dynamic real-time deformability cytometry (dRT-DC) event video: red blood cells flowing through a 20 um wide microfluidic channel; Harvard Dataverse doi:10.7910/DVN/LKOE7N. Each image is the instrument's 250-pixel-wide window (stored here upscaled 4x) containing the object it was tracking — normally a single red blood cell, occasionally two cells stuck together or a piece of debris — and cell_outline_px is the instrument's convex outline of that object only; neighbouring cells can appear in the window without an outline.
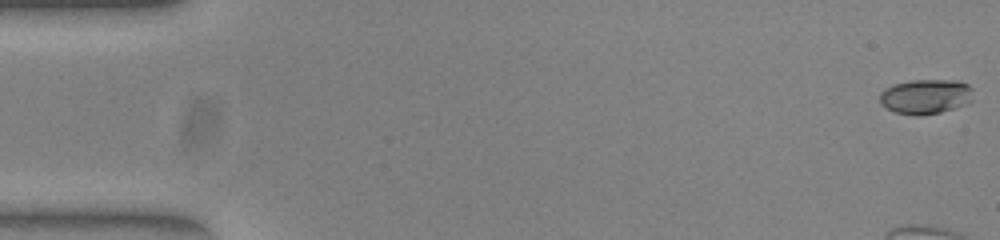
{"species": "common noctule bat (a hibernating species)", "species_latin": "Nyctalus noctula", "temperature_condition": "warm", "stored_images_in_passage": 54, "camera_frame_rate_fps": 3000, "um_per_image_px": 0.085, "animal": {"sex": "female", "body_mass_g": 23.0, "forearm_length_mm": 53.4}, "frame": {"image": 1, "passage_image": 1, "time_ms": 0.0, "image_size_px": [1000, 240], "cell_outline_px": [[972, 100], [968, 104], [940, 112], [920, 116], [912, 116], [896, 112], [880, 104], [880, 92], [884, 88], [896, 84], [912, 80], [960, 80], [968, 84], [972, 88]], "centroid_in_image_um": [78.7, 8.21], "position_along_channel_um": 6.3, "area_um2": 19.13}}
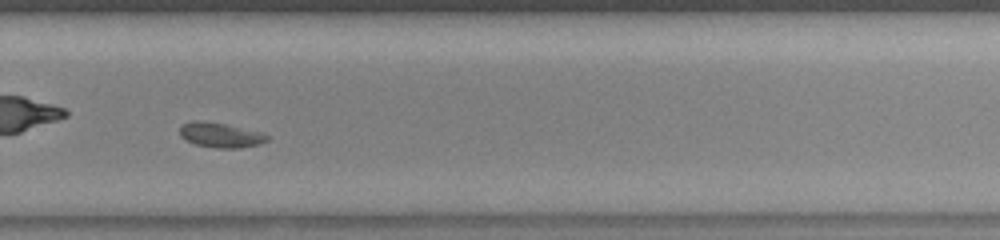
{"frame": {"image": 2, "passage_image": 37, "time_ms": 12.0, "image_size_px": [1000, 240], "cell_outline_px": [[268, 140], [260, 144], [240, 148], [216, 148], [196, 144], [180, 136], [180, 124], [192, 120], [204, 120], [224, 124], [260, 132], [268, 136]], "centroid_in_image_um": [18.71, 11.47], "position_along_channel_um": 311.1, "area_um2": 12.6}}
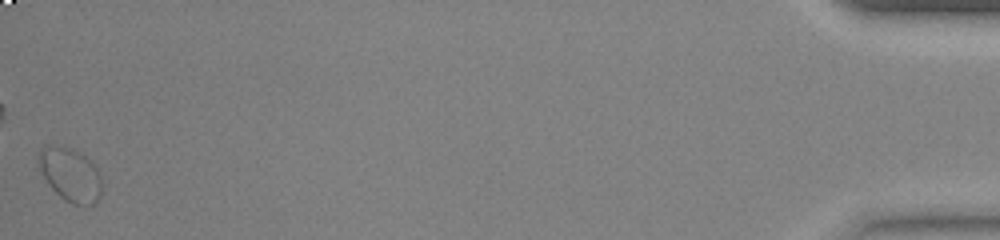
{"frame": {"image": 3, "passage_image": 54, "time_ms": 17.667, "image_size_px": [1000, 240], "cell_outline_px": [[100, 196], [92, 204], [72, 204], [64, 200], [48, 184], [36, 160], [40, 148], [68, 148], [80, 152], [96, 168], [100, 176]], "centroid_in_image_um": [5.96, 14.87], "position_along_channel_um": 429.2, "area_um2": 18.96}, "authors_computed_cell_mechanics": {"area_um2": 12.9472, "velocity_mm_per_s": 3.8473, "shape_relaxation_time_tau1_ms": 2.3598, "shape_relaxation_time_tau2_ms": null, "deformation_change_tau1": 0.1023, "deformation_change_tau2": null}}